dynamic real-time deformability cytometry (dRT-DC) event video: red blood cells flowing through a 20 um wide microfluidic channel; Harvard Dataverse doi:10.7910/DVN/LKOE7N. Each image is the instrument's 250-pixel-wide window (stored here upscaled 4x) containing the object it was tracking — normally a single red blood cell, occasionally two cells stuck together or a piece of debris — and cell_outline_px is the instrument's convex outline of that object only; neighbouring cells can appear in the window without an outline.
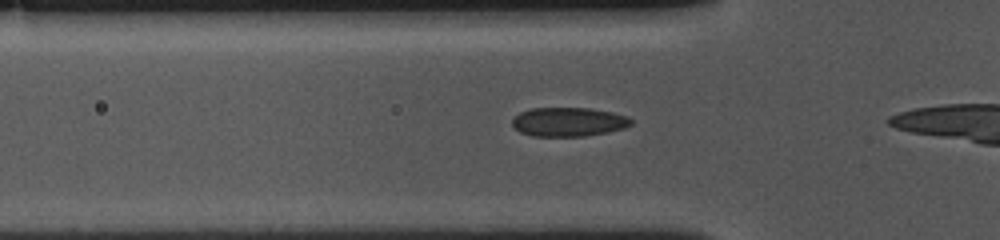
{"species": "common noctule bat (a hibernating species)", "species_latin": "Nyctalus noctula", "temperature_condition": "cold", "stored_images_in_passage": 11, "camera_frame_rate_fps": 3000, "um_per_image_px": 0.085, "animal": {"sex": "female", "body_mass_g": 10.0, "forearm_length_mm": 53.1}, "frame": {"image": 1, "passage_image": 5, "time_ms": 1.333, "image_size_px": [1000, 240], "cell_outline_px": [[632, 124], [624, 128], [608, 132], [584, 136], [532, 136], [520, 132], [512, 124], [512, 120], [520, 112], [532, 108], [588, 108], [612, 112], [628, 116], [632, 120]], "centroid_in_image_um": [48.34, 10.36], "position_along_channel_um": 77.5, "area_um2": 20.06}}
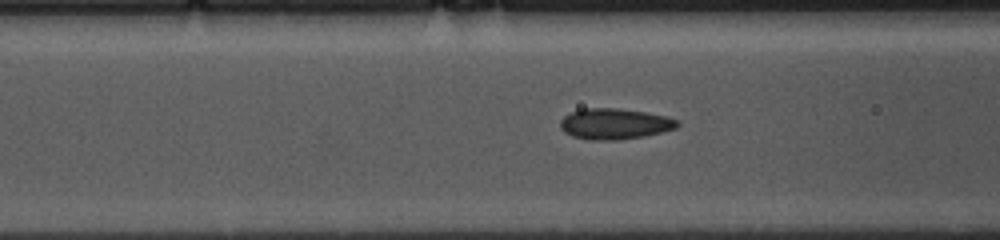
{"frame": {"image": 2, "passage_image": 8, "time_ms": 2.333, "image_size_px": [1000, 240], "cell_outline_px": [[680, 124], [676, 128], [664, 132], [644, 136], [616, 140], [588, 140], [572, 136], [564, 132], [560, 128], [560, 120], [564, 116], [572, 112], [584, 108], [616, 108], [644, 112], [668, 116], [676, 120]], "centroid_in_image_um": [52.24, 10.53], "position_along_channel_um": 114.4, "area_um2": 21.1}}